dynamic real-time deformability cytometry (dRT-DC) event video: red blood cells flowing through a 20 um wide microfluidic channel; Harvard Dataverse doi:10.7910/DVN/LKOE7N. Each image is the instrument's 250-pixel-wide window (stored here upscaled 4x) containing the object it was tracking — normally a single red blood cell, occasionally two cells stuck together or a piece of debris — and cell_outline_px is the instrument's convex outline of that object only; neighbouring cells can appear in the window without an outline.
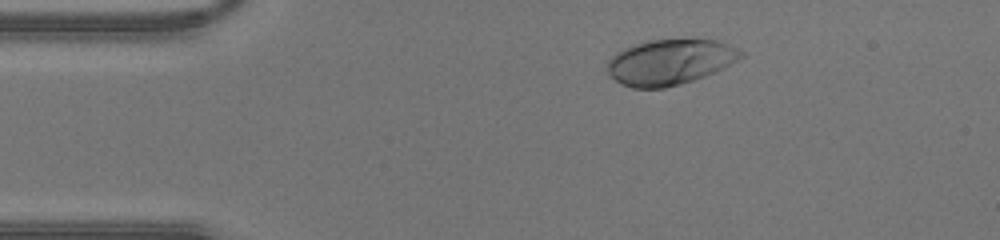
{"species": "human", "species_latin": "Homo sapiens", "temperature_condition": "warm", "stored_images_in_passage": 40, "camera_frame_rate_fps": 3000, "um_per_image_px": 0.085, "donor": {"sex": "male"}, "frame": {"image": 1, "passage_image": 5, "time_ms": 1.333, "image_size_px": [1000, 240], "cell_outline_px": [[744, 56], [704, 76], [680, 84], [664, 88], [632, 88], [620, 84], [608, 76], [604, 68], [608, 60], [616, 52], [624, 48], [648, 40], [716, 40], [728, 44], [744, 52]], "centroid_in_image_um": [56.85, 5.28], "position_along_channel_um": 28.2, "area_um2": 35.26}}
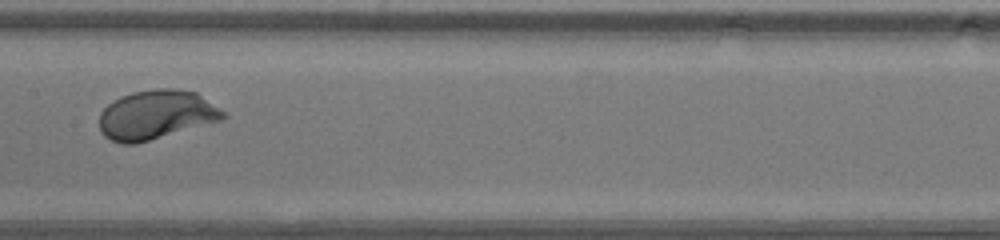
{"frame": {"image": 2, "passage_image": 19, "time_ms": 6.0, "image_size_px": [1000, 240], "cell_outline_px": [[228, 116], [220, 120], [136, 144], [120, 144], [104, 136], [100, 132], [100, 112], [112, 100], [120, 96], [132, 92], [156, 88], [176, 88], [196, 92], [224, 112]], "centroid_in_image_um": [13.23, 9.75], "position_along_channel_um": 194.2, "area_um2": 35.37}}
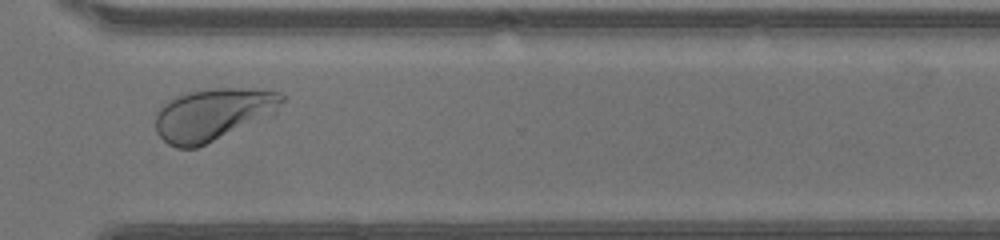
{"frame": {"image": 3, "passage_image": 29, "time_ms": 9.333, "image_size_px": [1000, 240], "cell_outline_px": [[284, 100], [276, 112], [272, 116], [196, 148], [176, 148], [168, 144], [156, 132], [156, 108], [180, 96], [192, 92], [216, 88], [256, 88], [280, 92], [284, 96]], "centroid_in_image_um": [18.15, 9.73], "position_along_channel_um": 352.5, "area_um2": 38.49}}